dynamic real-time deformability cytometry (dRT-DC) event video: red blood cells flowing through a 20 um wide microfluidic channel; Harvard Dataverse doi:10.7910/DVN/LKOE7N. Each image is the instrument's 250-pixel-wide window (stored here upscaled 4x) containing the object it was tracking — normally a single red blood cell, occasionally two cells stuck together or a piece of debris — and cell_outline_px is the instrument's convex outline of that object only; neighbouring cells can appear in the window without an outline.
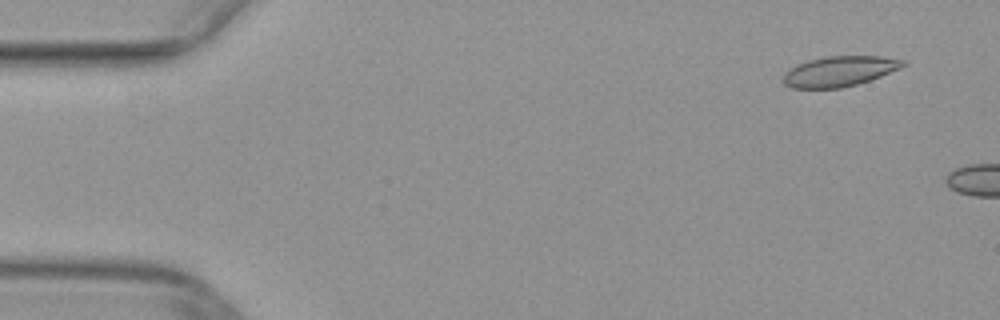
{"species": "common noctule bat (a hibernating species)", "species_latin": "Nyctalus noctula", "temperature_condition": "warm", "stored_images_in_passage": 4, "camera_frame_rate_fps": 3000, "um_per_image_px": 0.085, "animal": {"sex": "female", "body_mass_g": 29.2, "forearm_length_mm": 56.3}, "frame": {"image": 1, "passage_image": 1, "time_ms": 0.0, "image_size_px": [1000, 320], "cell_outline_px": [[908, 64], [900, 68], [880, 76], [856, 84], [840, 88], [792, 88], [784, 84], [784, 72], [796, 64], [808, 60], [828, 56], [884, 56], [908, 60]], "centroid_in_image_um": [71.38, 6.04], "position_along_channel_um": 13.6, "area_um2": 21.15}}